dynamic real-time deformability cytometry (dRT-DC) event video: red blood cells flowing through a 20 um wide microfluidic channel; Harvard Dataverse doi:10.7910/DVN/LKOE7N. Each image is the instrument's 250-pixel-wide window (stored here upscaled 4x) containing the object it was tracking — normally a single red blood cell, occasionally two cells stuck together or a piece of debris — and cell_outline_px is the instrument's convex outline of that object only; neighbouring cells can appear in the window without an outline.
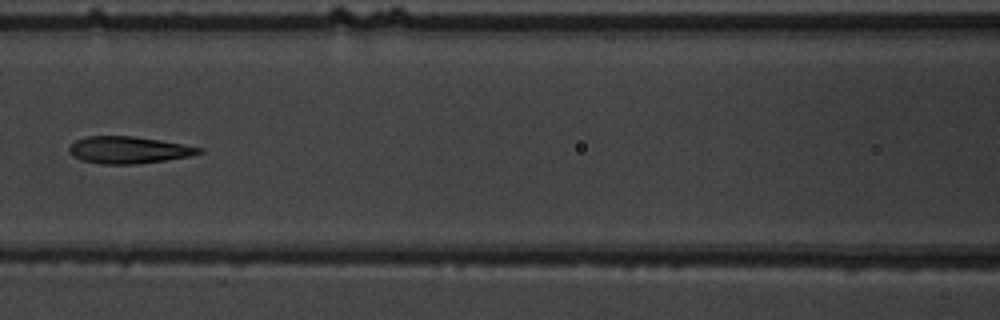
{"species": "common noctule bat (a hibernating species)", "species_latin": "Nyctalus noctula", "temperature_condition": "warm", "stored_images_in_passage": 11, "camera_frame_rate_fps": 3000, "um_per_image_px": 0.085, "animal": {"sex": "male", "body_mass_g": 19.5, "forearm_length_mm": 54.6}, "frame": {"image": 1, "passage_image": 7, "time_ms": 8.0, "image_size_px": [1000, 320], "cell_outline_px": [[204, 152], [192, 156], [136, 164], [100, 164], [80, 160], [72, 156], [68, 148], [76, 140], [88, 136], [132, 136], [160, 140], [184, 144], [204, 148]], "centroid_in_image_um": [10.95, 12.75], "position_along_channel_um": 155.6, "area_um2": 20.52}}
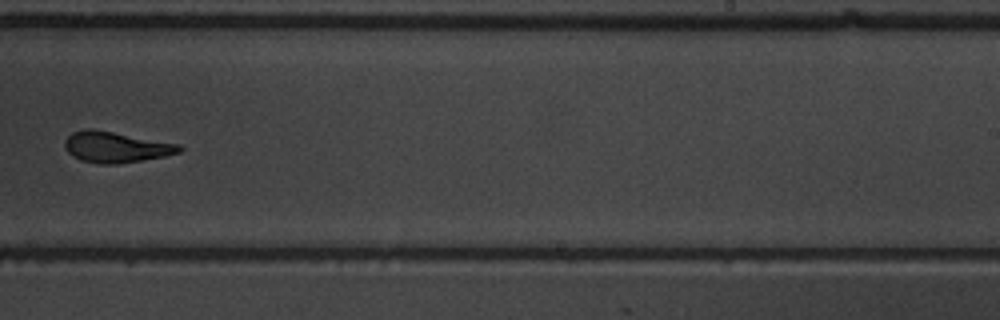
{"frame": {"image": 2, "passage_image": 10, "time_ms": 11.333, "image_size_px": [1000, 320], "cell_outline_px": [[184, 148], [180, 152], [164, 156], [116, 164], [100, 164], [80, 160], [72, 156], [64, 148], [64, 140], [72, 132], [84, 128], [92, 128], [180, 144]], "centroid_in_image_um": [9.81, 12.49], "position_along_channel_um": 279.2, "area_um2": 20.69}}
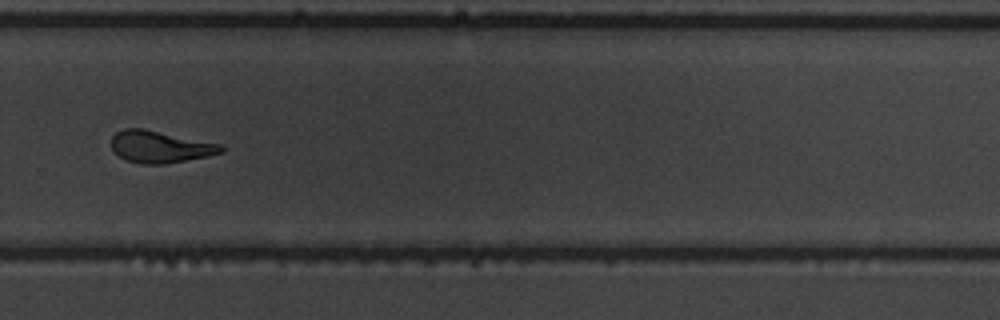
{"frame": {"image": 3, "passage_image": 11, "time_ms": 12.333, "image_size_px": [1000, 320], "cell_outline_px": [[224, 152], [208, 156], [164, 164], [140, 164], [128, 160], [120, 156], [112, 148], [112, 136], [116, 132], [124, 128], [144, 128], [220, 144], [224, 148]], "centroid_in_image_um": [13.61, 12.47], "position_along_channel_um": 316.2, "area_um2": 20.29}}